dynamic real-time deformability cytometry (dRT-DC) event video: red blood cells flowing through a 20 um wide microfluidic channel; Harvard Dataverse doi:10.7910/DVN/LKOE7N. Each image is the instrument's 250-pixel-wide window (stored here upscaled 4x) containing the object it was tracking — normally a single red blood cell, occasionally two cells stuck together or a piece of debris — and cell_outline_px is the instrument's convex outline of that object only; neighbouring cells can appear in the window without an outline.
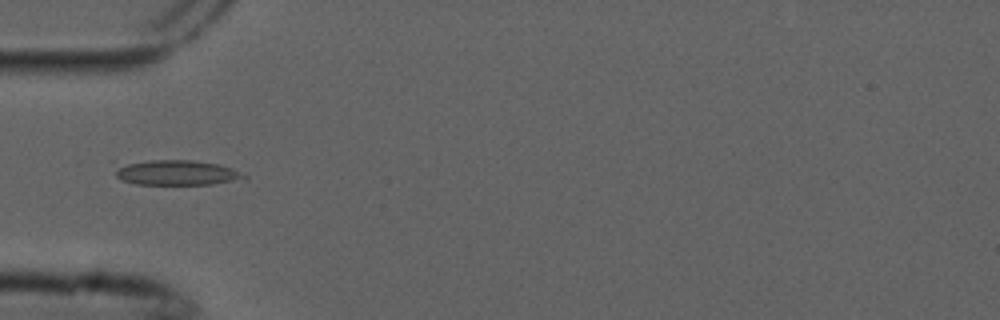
{"species": "common noctule bat (a hibernating species)", "species_latin": "Nyctalus noctula", "temperature_condition": "cold", "stored_images_in_passage": 6, "camera_frame_rate_fps": 3000, "um_per_image_px": 0.085, "animal": {"sex": "male", "forearm_length_mm": 52.5}, "frame": {"image": 1, "passage_image": 6, "time_ms": 1.667, "image_size_px": [1000, 320], "cell_outline_px": [[248, 176], [232, 180], [212, 184], [136, 184], [124, 180], [116, 176], [112, 160], [192, 160], [220, 164], [232, 168]], "centroid_in_image_um": [14.79, 14.63], "position_along_channel_um": 70.2, "area_um2": 19.31}}